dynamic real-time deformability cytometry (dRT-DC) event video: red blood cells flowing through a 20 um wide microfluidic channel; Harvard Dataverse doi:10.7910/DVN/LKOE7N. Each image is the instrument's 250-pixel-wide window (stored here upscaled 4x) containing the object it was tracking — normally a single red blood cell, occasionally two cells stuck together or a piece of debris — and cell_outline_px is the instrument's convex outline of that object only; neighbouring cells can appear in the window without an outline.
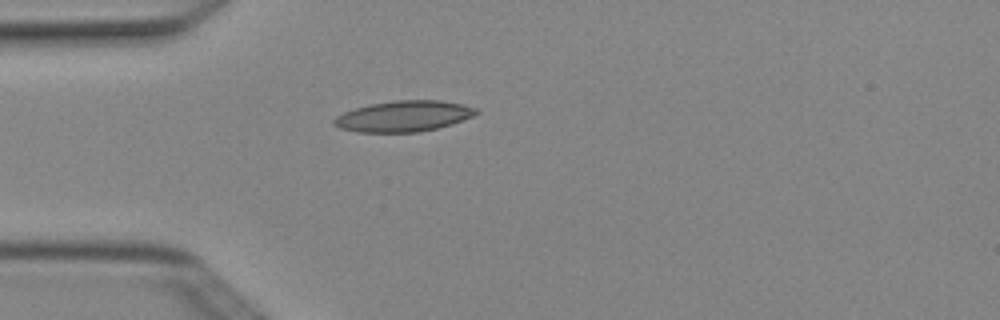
{"species": "Egyptian fruit bat (a non-hibernating species)", "species_latin": "Rousettus aegyptiacus", "temperature_condition": "cold", "stored_images_in_passage": 1, "camera_frame_rate_fps": 3000, "um_per_image_px": 0.085, "animal": {"sex": "female"}, "frame": {"image": 1, "passage_image": 1, "time_ms": 0.0, "image_size_px": [1000, 320], "cell_outline_px": [[480, 112], [472, 116], [452, 124], [420, 132], [356, 132], [340, 128], [332, 124], [332, 120], [336, 116], [344, 112], [368, 104], [396, 100], [440, 100], [464, 104], [476, 108]], "centroid_in_image_um": [34.3, 9.87], "position_along_channel_um": 50.7, "area_um2": 25.66}}